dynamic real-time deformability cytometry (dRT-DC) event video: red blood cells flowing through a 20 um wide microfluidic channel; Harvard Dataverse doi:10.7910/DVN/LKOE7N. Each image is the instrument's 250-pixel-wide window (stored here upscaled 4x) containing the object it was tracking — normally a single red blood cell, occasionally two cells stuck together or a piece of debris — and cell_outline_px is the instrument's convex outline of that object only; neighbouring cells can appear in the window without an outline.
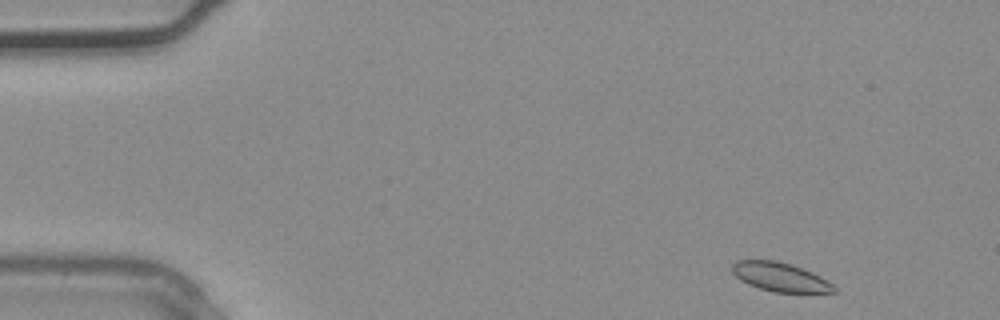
{"species": "common noctule bat (a hibernating species)", "species_latin": "Nyctalus noctula", "temperature_condition": "warm", "stored_images_in_passage": 4, "camera_frame_rate_fps": 3000, "um_per_image_px": 0.085, "animal": {"sex": "male", "body_mass_g": 20.4}, "frame": {"image": 1, "passage_image": 1, "time_ms": 0.0, "image_size_px": [1000, 320], "cell_outline_px": [[836, 292], [772, 292], [748, 284], [740, 280], [732, 272], [732, 264], [736, 260], [776, 260], [812, 272], [820, 276], [832, 284], [836, 288]], "centroid_in_image_um": [66.28, 23.54], "position_along_channel_um": 18.7, "area_um2": 16.94}}